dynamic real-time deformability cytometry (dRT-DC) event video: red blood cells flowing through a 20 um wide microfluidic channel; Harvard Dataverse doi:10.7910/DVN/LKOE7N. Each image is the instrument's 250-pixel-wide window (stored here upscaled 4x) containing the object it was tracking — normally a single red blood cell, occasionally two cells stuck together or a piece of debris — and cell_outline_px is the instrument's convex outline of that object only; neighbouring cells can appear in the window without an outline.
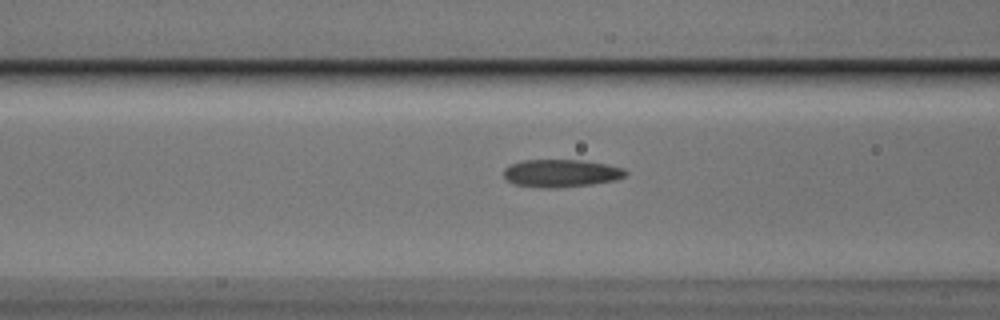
{"species": "Egyptian fruit bat (a non-hibernating species)", "species_latin": "Rousettus aegyptiacus", "temperature_condition": "cold", "stored_images_in_passage": 16, "camera_frame_rate_fps": 3000, "um_per_image_px": 0.085, "animal": {"sex": "male"}, "frame": {"image": 1, "passage_image": 14, "time_ms": 4.333, "image_size_px": [1000, 320], "cell_outline_px": [[628, 172], [624, 176], [616, 180], [592, 184], [556, 188], [544, 188], [516, 184], [508, 180], [504, 176], [504, 168], [512, 164], [524, 160], [580, 160], [604, 164], [624, 168]], "centroid_in_image_um": [47.71, 14.72], "position_along_channel_um": 118.9, "area_um2": 19.48}}